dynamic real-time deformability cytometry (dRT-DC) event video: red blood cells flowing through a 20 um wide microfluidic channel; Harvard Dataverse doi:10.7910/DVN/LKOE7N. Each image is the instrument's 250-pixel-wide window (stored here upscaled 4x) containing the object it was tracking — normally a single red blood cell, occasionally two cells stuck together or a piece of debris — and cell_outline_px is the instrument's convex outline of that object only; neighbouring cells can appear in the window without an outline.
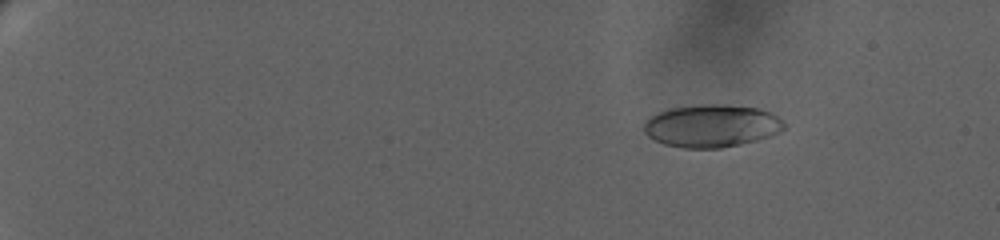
{"species": "human", "species_latin": "Homo sapiens", "temperature_condition": "warm", "stored_images_in_passage": 45, "camera_frame_rate_fps": 3000, "um_per_image_px": 0.085, "donor": {"sex": "female"}, "frame": {"image": 1, "passage_image": 18, "time_ms": 3.667, "image_size_px": [1000, 240], "cell_outline_px": [[784, 128], [780, 132], [772, 136], [740, 144], [720, 148], [684, 148], [664, 144], [648, 136], [644, 132], [644, 124], [652, 116], [668, 108], [704, 104], [724, 104], [756, 108], [772, 112], [784, 124]], "centroid_in_image_um": [60.5, 10.7], "position_along_channel_um": 24.5, "area_um2": 34.68}}
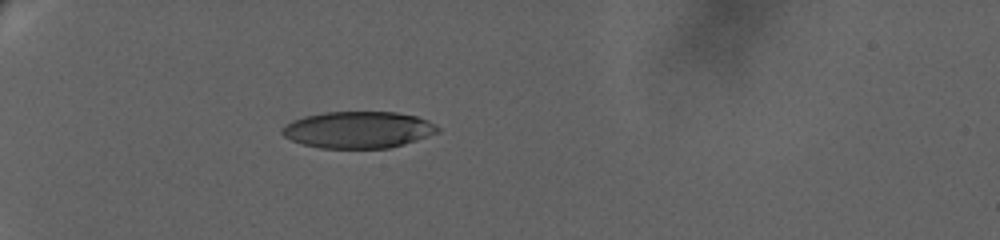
{"frame": {"image": 2, "passage_image": 41, "time_ms": 8.333, "image_size_px": [1000, 240], "cell_outline_px": [[440, 132], [404, 144], [388, 148], [320, 148], [304, 144], [292, 140], [284, 136], [280, 132], [292, 120], [304, 116], [324, 112], [396, 112], [416, 116], [428, 120], [440, 128]], "centroid_in_image_um": [30.48, 11.03], "position_along_channel_um": 54.5, "area_um2": 33.18}}